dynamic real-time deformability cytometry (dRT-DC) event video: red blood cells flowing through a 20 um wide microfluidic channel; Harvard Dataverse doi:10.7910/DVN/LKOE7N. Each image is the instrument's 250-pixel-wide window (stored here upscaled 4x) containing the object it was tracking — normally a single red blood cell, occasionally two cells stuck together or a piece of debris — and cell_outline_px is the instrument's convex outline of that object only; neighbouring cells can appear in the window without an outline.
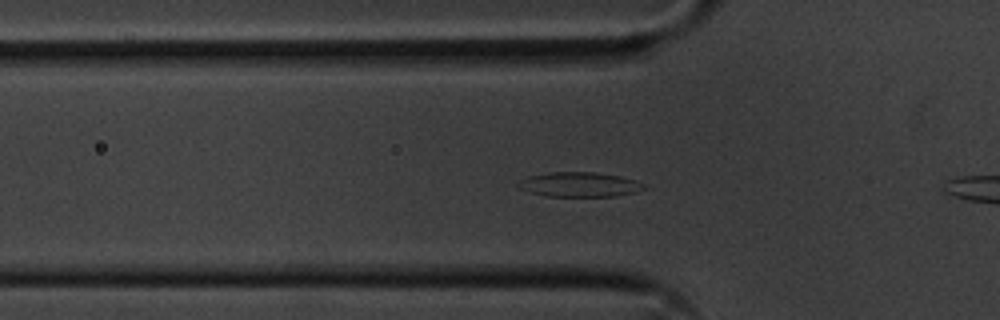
{"species": "common noctule bat (a hibernating species)", "species_latin": "Nyctalus noctula", "temperature_condition": "cold", "stored_images_in_passage": 37, "camera_frame_rate_fps": 3000, "um_per_image_px": 0.085, "animal": {"sex": "male", "body_mass_g": 20.1, "forearm_length_mm": 53.5}, "frame": {"image": 1, "passage_image": 3, "time_ms": 0.667, "image_size_px": [1000, 320], "cell_outline_px": [[648, 188], [636, 192], [616, 196], [548, 196], [532, 192], [520, 188], [516, 184], [520, 180], [528, 176], [548, 172], [596, 172], [620, 176], [636, 180], [644, 184]], "centroid_in_image_um": [49.3, 15.67], "position_along_channel_um": 76.5, "area_um2": 18.09}}
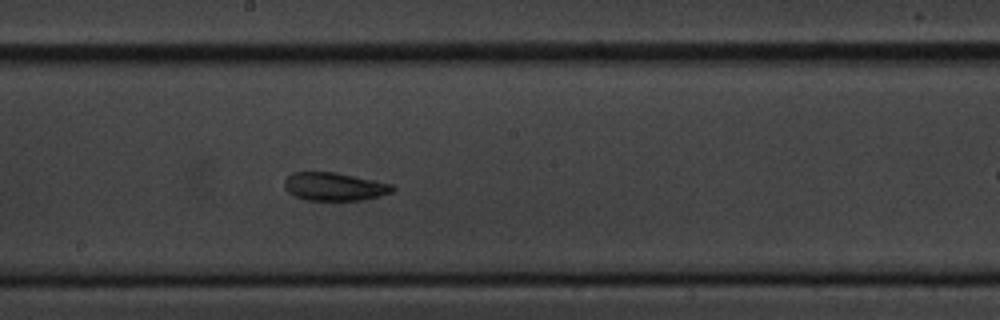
{"frame": {"image": 2, "passage_image": 15, "time_ms": 4.667, "image_size_px": [1000, 320], "cell_outline_px": [[396, 188], [392, 192], [380, 196], [360, 200], [304, 200], [288, 192], [284, 188], [284, 180], [292, 172], [336, 172], [392, 184]], "centroid_in_image_um": [28.41, 15.86], "position_along_channel_um": 219.8, "area_um2": 17.74}}
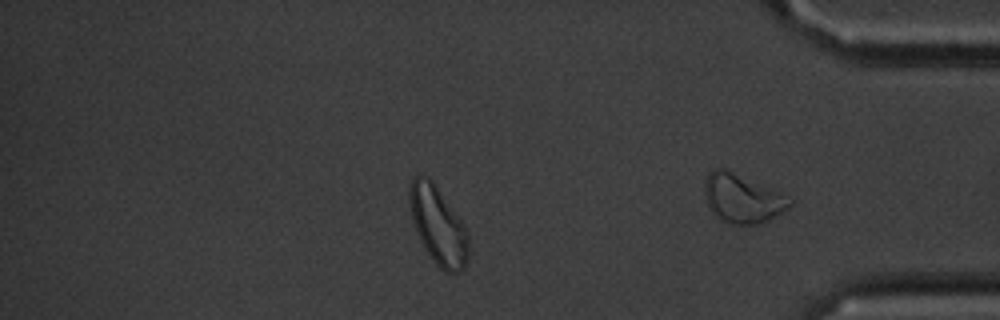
{"frame": {"image": 3, "passage_image": 28, "time_ms": 9.0, "image_size_px": [1000, 320], "cell_outline_px": [[468, 260], [464, 268], [456, 272], [448, 272], [440, 268], [432, 260], [424, 248], [420, 240], [412, 220], [408, 204], [408, 188], [412, 176], [424, 176], [432, 180], [464, 224], [468, 232]], "centroid_in_image_um": [37.21, 19.15], "position_along_channel_um": 398.0, "area_um2": 26.88}, "authors_computed_cell_mechanics": {"area_um2": 17.8024, "velocity_mm_per_s": 3.5665, "shape_relaxation_time_tau1_ms": 7.5708, "shape_relaxation_time_tau2_ms": 7.4177, "deformation_change_tau1": 0.1509, "deformation_change_tau2": 0.1566}}